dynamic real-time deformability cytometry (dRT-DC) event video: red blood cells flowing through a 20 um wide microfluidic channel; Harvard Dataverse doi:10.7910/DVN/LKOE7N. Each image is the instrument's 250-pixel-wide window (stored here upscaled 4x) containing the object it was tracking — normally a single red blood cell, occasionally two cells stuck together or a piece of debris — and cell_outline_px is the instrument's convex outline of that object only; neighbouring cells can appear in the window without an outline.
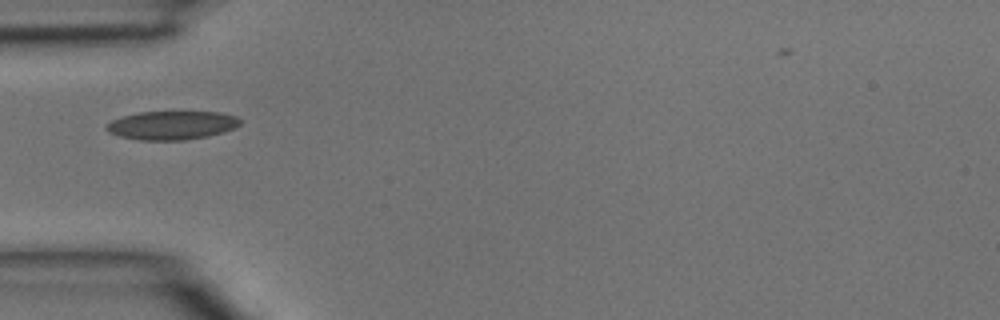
{"species": "common noctule bat (a hibernating species)", "species_latin": "Nyctalus noctula", "temperature_condition": "room temperature", "stored_images_in_passage": 1, "camera_frame_rate_fps": 3000, "um_per_image_px": 0.085, "animal": {"sex": "male", "body_mass_g": 15.6}, "frame": {"image": 1, "passage_image": 1, "time_ms": 0.0, "image_size_px": [1000, 320], "cell_outline_px": [[244, 120], [236, 128], [224, 132], [208, 136], [184, 140], [140, 140], [120, 136], [108, 132], [104, 128], [112, 120], [124, 116], [140, 112], [220, 112], [236, 116]], "centroid_in_image_um": [14.66, 10.65], "position_along_channel_um": 70.3, "area_um2": 22.37}}